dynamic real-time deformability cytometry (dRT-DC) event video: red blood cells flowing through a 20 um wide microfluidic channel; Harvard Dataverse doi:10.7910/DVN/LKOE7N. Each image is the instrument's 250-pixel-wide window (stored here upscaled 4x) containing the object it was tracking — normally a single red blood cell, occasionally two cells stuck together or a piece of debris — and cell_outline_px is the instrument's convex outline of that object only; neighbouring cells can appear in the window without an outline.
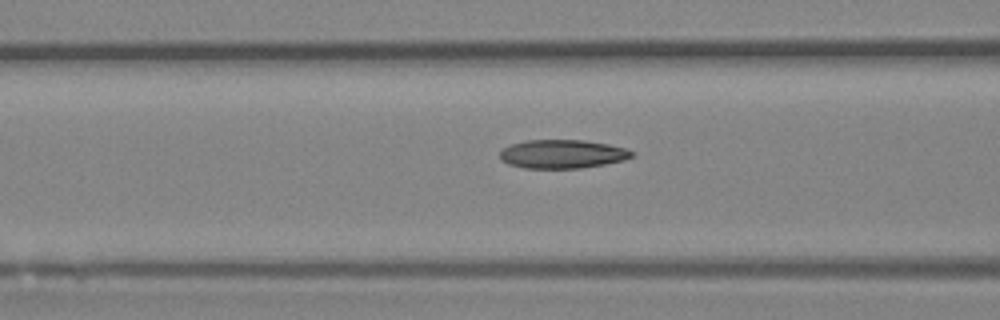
{"species": "Egyptian fruit bat (a non-hibernating species)", "species_latin": "Rousettus aegyptiacus", "temperature_condition": "room temperature", "stored_images_in_passage": 7, "camera_frame_rate_fps": 3000, "um_per_image_px": 0.085, "animal": {"sex": "female"}, "frame": {"image": 1, "passage_image": 7, "time_ms": 2.0, "image_size_px": [1000, 320], "cell_outline_px": [[636, 156], [624, 160], [604, 164], [580, 168], [524, 168], [508, 164], [500, 160], [500, 152], [504, 148], [512, 144], [524, 140], [584, 140], [608, 144], [624, 148], [636, 152]], "centroid_in_image_um": [47.82, 13.09], "position_along_channel_um": 118.8, "area_um2": 22.14}}